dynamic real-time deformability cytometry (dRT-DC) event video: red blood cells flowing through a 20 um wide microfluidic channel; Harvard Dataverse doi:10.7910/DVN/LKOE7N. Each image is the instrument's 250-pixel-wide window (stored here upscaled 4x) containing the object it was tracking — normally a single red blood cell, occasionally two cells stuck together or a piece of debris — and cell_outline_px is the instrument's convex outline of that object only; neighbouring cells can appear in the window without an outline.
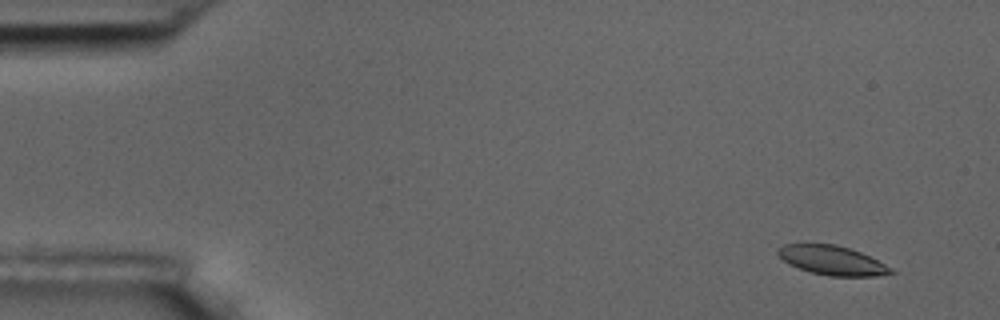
{"species": "common noctule bat (a hibernating species)", "species_latin": "Nyctalus noctula", "temperature_condition": "room temperature", "stored_images_in_passage": 5, "camera_frame_rate_fps": 3000, "um_per_image_px": 0.085, "animal": {"sex": "male", "body_mass_g": 17.5, "forearm_length_mm": 52.3}, "frame": {"image": 1, "passage_image": 1, "time_ms": 0.0, "image_size_px": [1000, 320], "cell_outline_px": [[896, 272], [876, 276], [828, 276], [812, 272], [788, 264], [776, 252], [776, 248], [784, 244], [836, 244], [860, 252], [892, 268]], "centroid_in_image_um": [70.71, 22.13], "position_along_channel_um": 14.3, "area_um2": 19.02}}
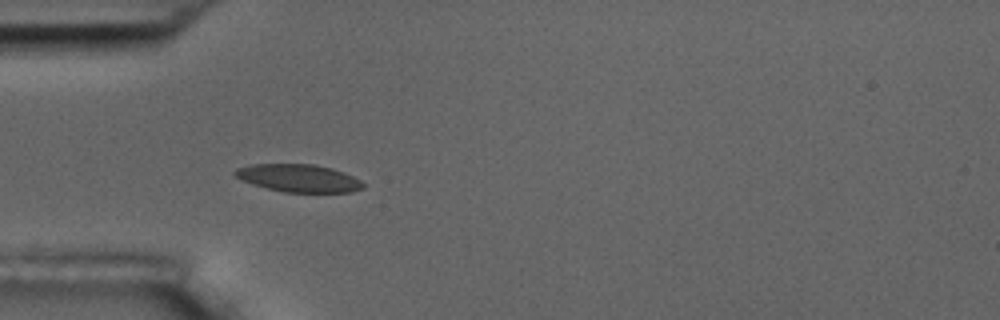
{"frame": {"image": 2, "passage_image": 4, "time_ms": 4.333, "image_size_px": [1000, 320], "cell_outline_px": [[364, 188], [352, 192], [284, 192], [252, 184], [240, 180], [232, 172], [236, 168], [252, 164], [312, 164], [332, 168], [344, 172], [360, 180], [364, 184]], "centroid_in_image_um": [25.37, 15.14], "position_along_channel_um": 59.6, "area_um2": 20.69}}